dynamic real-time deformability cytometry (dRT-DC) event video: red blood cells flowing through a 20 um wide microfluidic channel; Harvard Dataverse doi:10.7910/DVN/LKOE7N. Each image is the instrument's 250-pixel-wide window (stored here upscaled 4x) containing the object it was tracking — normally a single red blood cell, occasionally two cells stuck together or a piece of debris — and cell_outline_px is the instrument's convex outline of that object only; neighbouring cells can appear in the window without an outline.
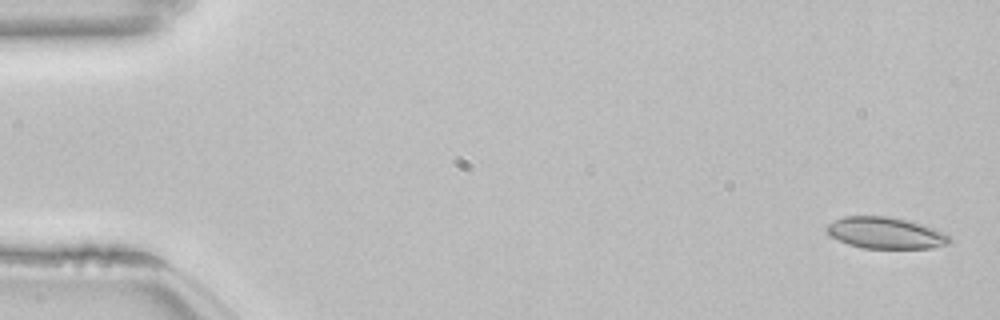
{"species": "common noctule bat (a hibernating species)", "species_latin": "Nyctalus noctula", "temperature_condition": "room temperature", "stored_images_in_passage": 53, "camera_frame_rate_fps": 3000, "um_per_image_px": 0.085, "animal": {"sex": "female", "body_mass_g": 22.7, "forearm_length_mm": 54.2}, "frame": {"image": 1, "passage_image": 1, "time_ms": 0.0, "image_size_px": [1000, 320], "cell_outline_px": [[952, 244], [932, 248], [860, 248], [848, 244], [832, 236], [824, 228], [828, 224], [844, 216], [888, 216], [908, 220], [932, 228], [948, 236], [952, 240]], "centroid_in_image_um": [75.28, 19.81], "position_along_channel_um": 9.7, "area_um2": 22.37}}
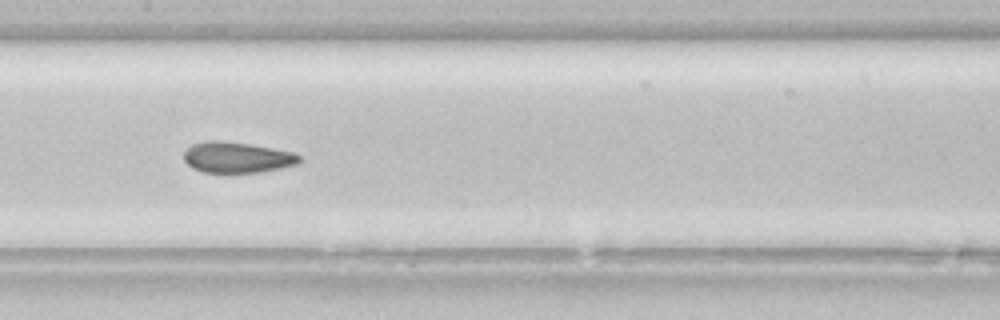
{"frame": {"image": 2, "passage_image": 26, "time_ms": 8.333, "image_size_px": [1000, 320], "cell_outline_px": [[300, 164], [260, 172], [204, 172], [192, 168], [184, 160], [184, 152], [192, 144], [204, 140], [224, 140], [252, 144], [296, 152], [300, 156]], "centroid_in_image_um": [20.17, 13.36], "position_along_channel_um": 187.2, "area_um2": 21.04}}
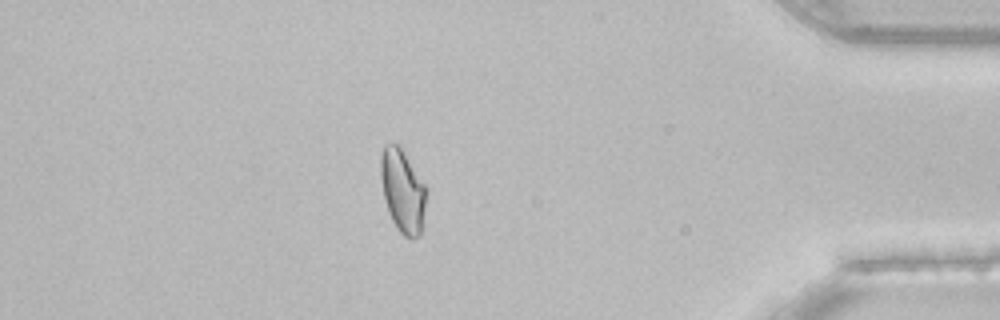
{"frame": {"image": 3, "passage_image": 46, "time_ms": 15.0, "image_size_px": [1000, 320], "cell_outline_px": [[428, 192], [420, 236], [404, 236], [396, 228], [388, 212], [384, 196], [380, 176], [380, 156], [384, 144], [400, 144], [428, 188]], "centroid_in_image_um": [34.24, 16.17], "position_along_channel_um": 401.0, "area_um2": 22.48}, "authors_computed_cell_mechanics": {"area_um2": 22.4264, "velocity_mm_per_s": 3.8342, "shape_relaxation_time_tau1_ms": null, "shape_relaxation_time_tau2_ms": 1.4643, "deformation_change_tau1": null, "deformation_change_tau2": 0.046}}